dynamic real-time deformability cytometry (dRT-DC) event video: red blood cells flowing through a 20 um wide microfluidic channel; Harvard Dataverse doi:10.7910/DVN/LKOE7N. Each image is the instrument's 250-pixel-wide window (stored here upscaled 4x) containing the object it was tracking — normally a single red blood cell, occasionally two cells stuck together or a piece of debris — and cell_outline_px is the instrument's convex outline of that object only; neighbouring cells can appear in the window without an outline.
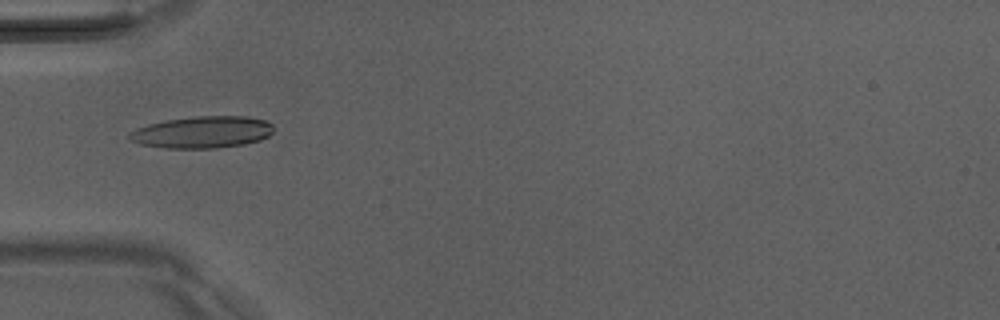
{"species": "Egyptian fruit bat (a non-hibernating species)", "species_latin": "Rousettus aegyptiacus", "temperature_condition": "room temperature", "stored_images_in_passage": 51, "camera_frame_rate_fps": 3000, "um_per_image_px": 0.085, "animal": {"sex": "male"}, "frame": {"image": 1, "passage_image": 17, "time_ms": 5.333, "image_size_px": [1000, 320], "cell_outline_px": [[272, 132], [268, 136], [260, 140], [244, 144], [216, 148], [164, 148], [140, 144], [132, 140], [128, 136], [136, 128], [148, 124], [164, 120], [196, 116], [248, 116], [264, 120], [272, 124]], "centroid_in_image_um": [17.2, 11.23], "position_along_channel_um": 67.8, "area_um2": 26.7}}
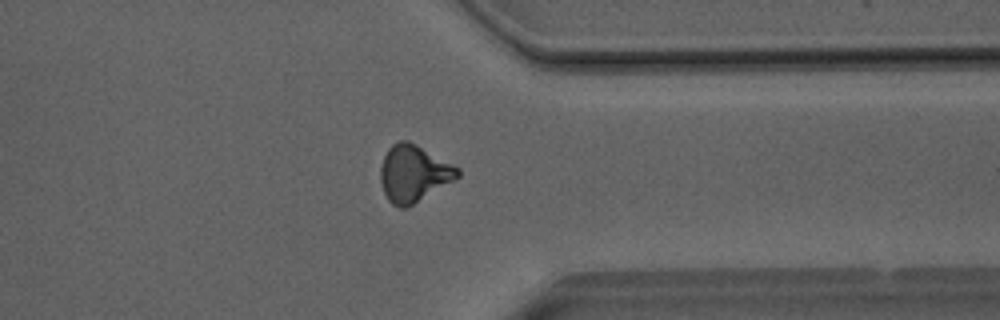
{"frame": {"image": 2, "passage_image": 40, "time_ms": 13.0, "image_size_px": [1000, 320], "cell_outline_px": [[460, 176], [456, 180], [408, 208], [400, 208], [392, 204], [388, 200], [384, 192], [380, 180], [380, 168], [384, 156], [388, 148], [392, 144], [400, 140], [408, 140], [416, 144], [460, 168]], "centroid_in_image_um": [35.17, 14.76], "position_along_channel_um": 376.2, "area_um2": 25.84}}
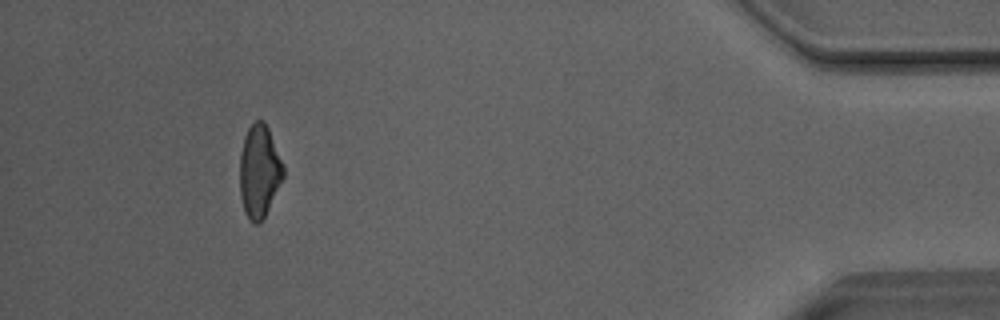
{"frame": {"image": 3, "passage_image": 47, "time_ms": 15.333, "image_size_px": [1000, 320], "cell_outline_px": [[284, 176], [260, 224], [252, 224], [248, 220], [244, 212], [240, 196], [240, 152], [244, 136], [248, 128], [256, 120], [264, 120], [268, 128], [284, 164]], "centroid_in_image_um": [22.03, 14.56], "position_along_channel_um": 413.2, "area_um2": 23.64}, "authors_computed_cell_mechanics": {"area_um2": 24.4494, "velocity_mm_per_s": 4.0756, "shape_relaxation_time_tau1_ms": 5.8733, "shape_relaxation_time_tau2_ms": 3.3272, "deformation_change_tau1": 0.1841, "deformation_change_tau2": 0.1192}}